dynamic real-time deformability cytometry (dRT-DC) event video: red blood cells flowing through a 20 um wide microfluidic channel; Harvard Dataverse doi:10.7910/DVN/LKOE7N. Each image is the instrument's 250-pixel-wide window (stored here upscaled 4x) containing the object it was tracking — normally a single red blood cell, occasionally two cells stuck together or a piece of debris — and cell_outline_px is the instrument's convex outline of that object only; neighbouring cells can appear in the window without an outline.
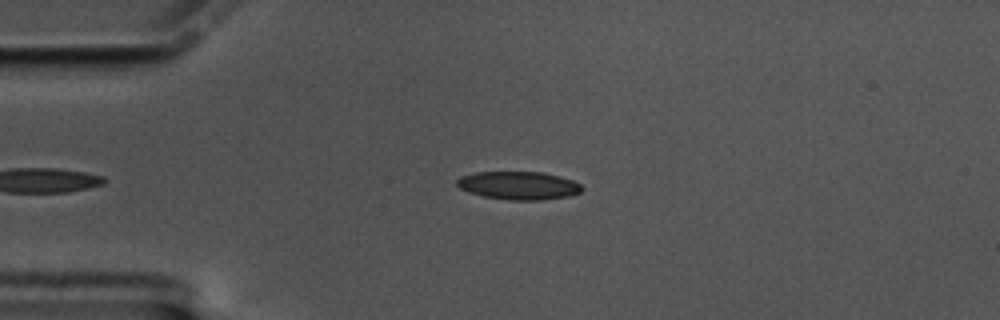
{"species": "common noctule bat (a hibernating species)", "species_latin": "Nyctalus noctula", "temperature_condition": "cold", "stored_images_in_passage": 44, "camera_frame_rate_fps": 3000, "um_per_image_px": 0.085, "animal": {"sex": "male", "body_mass_g": 17.5, "forearm_length_mm": 52.3}, "frame": {"image": 1, "passage_image": 3, "time_ms": 0.667, "image_size_px": [1000, 320], "cell_outline_px": [[584, 188], [580, 192], [568, 196], [544, 200], [512, 200], [484, 196], [468, 192], [460, 188], [456, 184], [456, 180], [460, 176], [476, 172], [544, 172], [560, 176], [572, 180], [580, 184]], "centroid_in_image_um": [44.09, 15.76], "position_along_channel_um": 40.9, "area_um2": 20.52}}
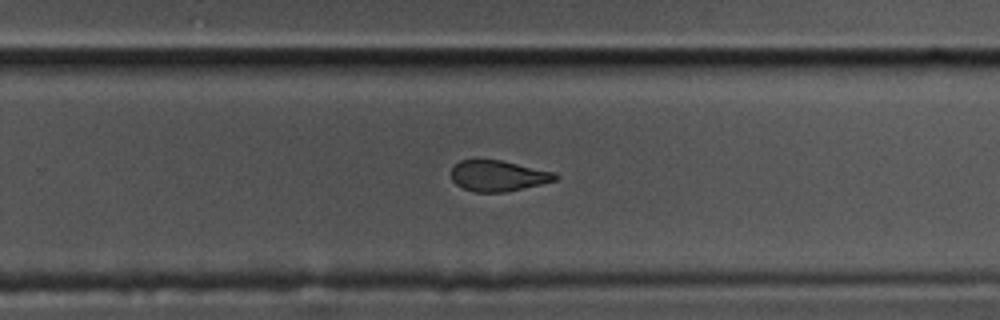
{"frame": {"image": 2, "passage_image": 27, "time_ms": 8.667, "image_size_px": [1000, 320], "cell_outline_px": [[560, 176], [556, 180], [540, 184], [504, 192], [476, 192], [464, 188], [456, 184], [452, 180], [452, 168], [460, 160], [500, 160], [556, 172]], "centroid_in_image_um": [42.36, 14.94], "position_along_channel_um": 287.4, "area_um2": 18.5}}
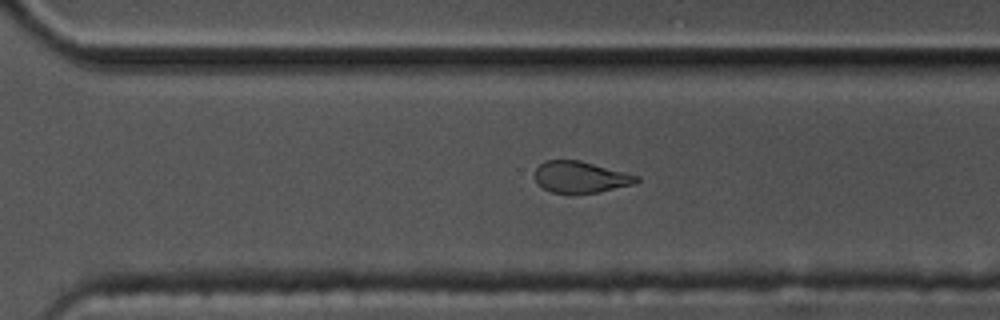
{"frame": {"image": 3, "passage_image": 30, "time_ms": 9.667, "image_size_px": [1000, 320], "cell_outline_px": [[640, 180], [636, 184], [600, 192], [572, 196], [568, 196], [552, 192], [536, 184], [536, 168], [544, 160], [580, 160], [640, 176]], "centroid_in_image_um": [49.36, 15.09], "position_along_channel_um": 321.2, "area_um2": 19.31}, "authors_computed_cell_mechanics": {"area_um2": 20.4323, "velocity_mm_per_s": 3.3853, "shape_relaxation_time_tau1_ms": 5.7419, "shape_relaxation_time_tau2_ms": 3.4521, "deformation_change_tau1": 0.1354, "deformation_change_tau2": 0.0937}}